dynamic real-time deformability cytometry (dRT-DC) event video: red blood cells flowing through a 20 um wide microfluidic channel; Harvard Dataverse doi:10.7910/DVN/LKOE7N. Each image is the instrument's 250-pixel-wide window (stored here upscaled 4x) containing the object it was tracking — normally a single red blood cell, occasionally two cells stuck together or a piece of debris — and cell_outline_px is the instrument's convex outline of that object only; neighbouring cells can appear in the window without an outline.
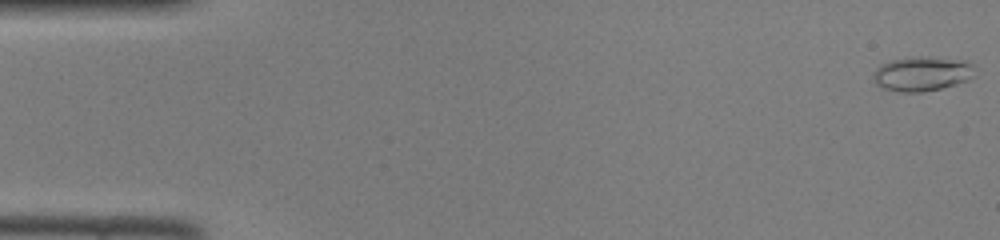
{"species": "common noctule bat (a hibernating species)", "species_latin": "Nyctalus noctula", "temperature_condition": "room temperature", "stored_images_in_passage": 47, "camera_frame_rate_fps": 3000, "um_per_image_px": 0.085, "animal": {"sex": "female", "body_mass_g": 22.0, "forearm_length_mm": 56.7}, "frame": {"image": 1, "passage_image": 1, "time_ms": 0.0, "image_size_px": [1000, 240], "cell_outline_px": [[972, 76], [968, 80], [956, 84], [924, 92], [900, 92], [884, 88], [876, 80], [876, 72], [884, 64], [896, 60], [948, 60], [968, 64]], "centroid_in_image_um": [78.35, 6.37], "position_along_channel_um": 6.6, "area_um2": 18.09}}
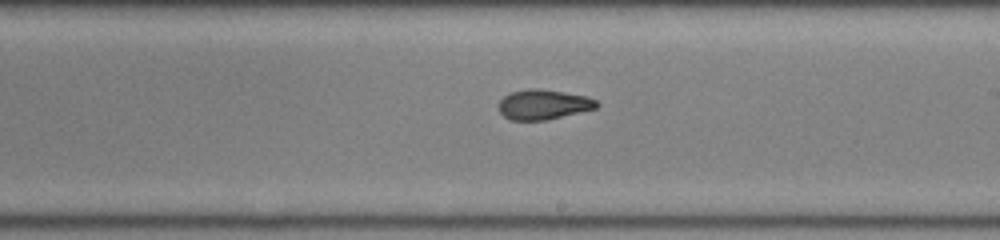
{"frame": {"image": 2, "passage_image": 27, "time_ms": 8.667, "image_size_px": [1000, 240], "cell_outline_px": [[600, 104], [596, 108], [548, 120], [512, 120], [504, 116], [500, 112], [500, 100], [504, 96], [512, 92], [532, 88], [536, 88], [564, 92], [588, 96], [596, 100]], "centroid_in_image_um": [46.22, 8.88], "position_along_channel_um": 242.8, "area_um2": 16.99}}
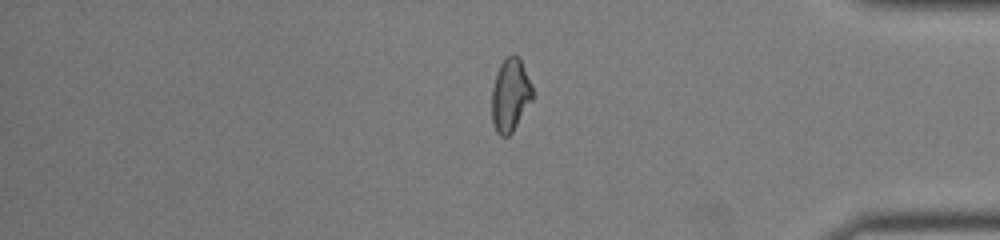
{"frame": {"image": 3, "passage_image": 39, "time_ms": 12.667, "image_size_px": [1000, 240], "cell_outline_px": [[532, 100], [512, 132], [508, 136], [500, 136], [496, 132], [492, 124], [492, 92], [496, 76], [500, 64], [512, 52], [520, 56], [532, 84]], "centroid_in_image_um": [43.38, 8.06], "position_along_channel_um": 391.8, "area_um2": 17.4}}